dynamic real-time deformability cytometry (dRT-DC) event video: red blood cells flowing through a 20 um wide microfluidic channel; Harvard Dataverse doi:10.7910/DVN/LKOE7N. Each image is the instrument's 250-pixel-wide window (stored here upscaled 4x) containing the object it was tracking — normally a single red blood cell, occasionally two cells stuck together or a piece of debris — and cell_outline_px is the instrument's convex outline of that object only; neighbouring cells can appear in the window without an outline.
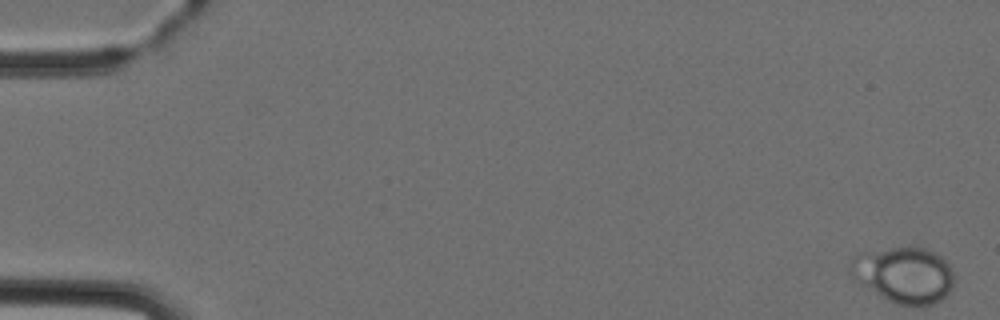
{"species": "Egyptian fruit bat (a non-hibernating species)", "species_latin": "Rousettus aegyptiacus", "temperature_condition": "cold", "stored_images_in_passage": 5, "camera_frame_rate_fps": 3000, "um_per_image_px": 0.085, "animal": {"sex": "female"}, "frame": {"image": 1, "passage_image": 1, "time_ms": 0.0, "image_size_px": [1000, 320], "cell_outline_px": [[952, 288], [940, 300], [932, 304], [896, 304], [888, 300], [860, 284], [852, 272], [852, 260], [860, 252], [912, 244], [936, 252], [948, 264], [952, 272]], "centroid_in_image_um": [76.85, 23.31], "position_along_channel_um": 8.1, "area_um2": 33.52}}